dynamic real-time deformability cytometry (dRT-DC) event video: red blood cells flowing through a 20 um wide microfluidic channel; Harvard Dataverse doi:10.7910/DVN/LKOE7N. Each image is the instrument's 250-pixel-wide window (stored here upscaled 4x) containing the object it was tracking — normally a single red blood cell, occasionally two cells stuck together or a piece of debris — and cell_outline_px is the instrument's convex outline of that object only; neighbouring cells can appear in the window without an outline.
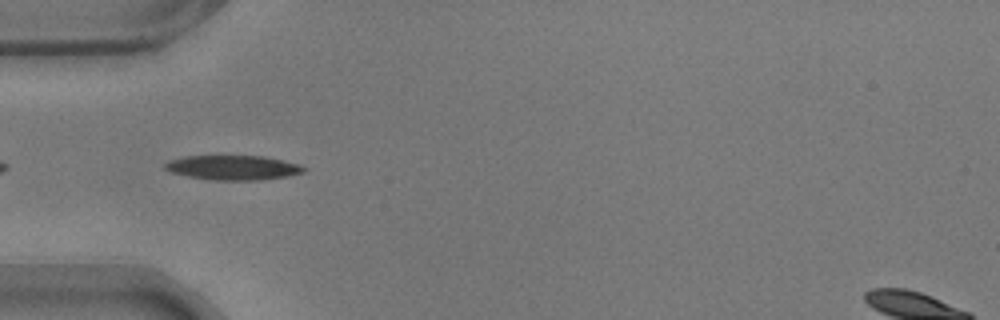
{"species": "common noctule bat (a hibernating species)", "species_latin": "Nyctalus noctula", "temperature_condition": "warm", "stored_images_in_passage": 41, "camera_frame_rate_fps": 3000, "um_per_image_px": 0.085, "animal": {"sex": "male", "body_mass_g": 17.9}, "frame": {"image": 1, "passage_image": 2, "time_ms": 0.333, "image_size_px": [1000, 320], "cell_outline_px": [[304, 172], [288, 176], [260, 180], [216, 180], [188, 176], [172, 172], [164, 168], [164, 164], [168, 160], [184, 156], [264, 156], [300, 164], [304, 168]], "centroid_in_image_um": [19.8, 14.24], "position_along_channel_um": 65.2, "area_um2": 19.77}}
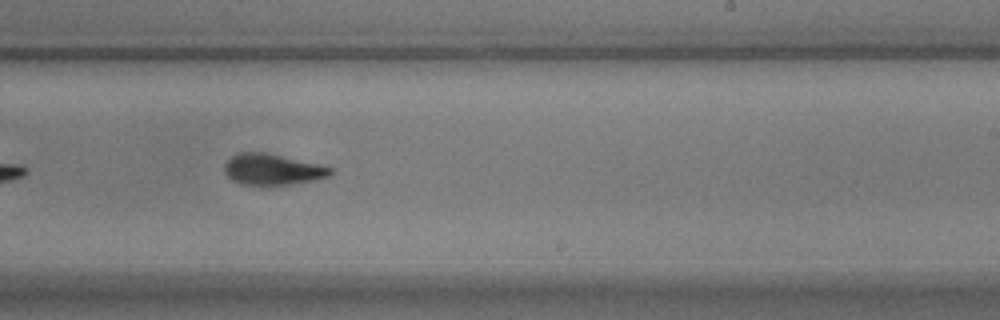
{"frame": {"image": 2, "passage_image": 19, "time_ms": 6.0, "image_size_px": [1000, 320], "cell_outline_px": [[332, 176], [292, 184], [240, 184], [232, 180], [224, 172], [224, 164], [232, 156], [240, 152], [264, 152], [320, 164], [332, 168]], "centroid_in_image_um": [23.16, 14.39], "position_along_channel_um": 265.8, "area_um2": 19.02}}
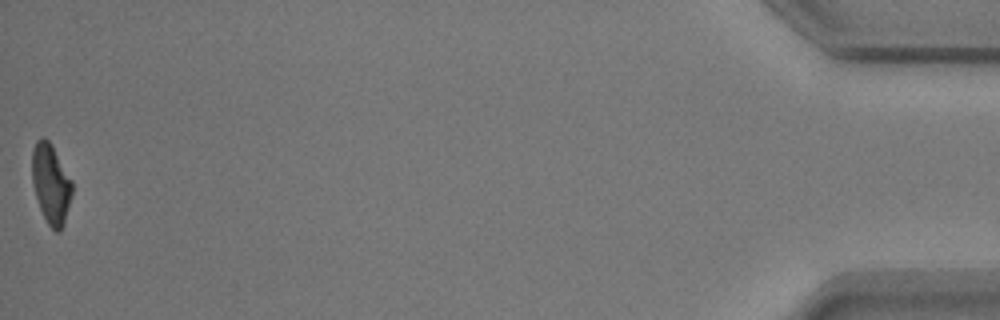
{"frame": {"image": 3, "passage_image": 41, "time_ms": 13.333, "image_size_px": [1000, 320], "cell_outline_px": [[72, 196], [64, 224], [60, 232], [56, 232], [48, 224], [40, 208], [32, 184], [32, 148], [36, 140], [40, 136], [44, 136], [52, 144], [72, 180]], "centroid_in_image_um": [4.33, 15.59], "position_along_channel_um": 430.9, "area_um2": 18.84}, "authors_computed_cell_mechanics": {"area_um2": 19.7098, "velocity_mm_per_s": 3.5506, "shape_relaxation_time_tau1_ms": 4.3937, "shape_relaxation_time_tau2_ms": 2.7227, "deformation_change_tau1": 0.1762, "deformation_change_tau2": 0.1046}}